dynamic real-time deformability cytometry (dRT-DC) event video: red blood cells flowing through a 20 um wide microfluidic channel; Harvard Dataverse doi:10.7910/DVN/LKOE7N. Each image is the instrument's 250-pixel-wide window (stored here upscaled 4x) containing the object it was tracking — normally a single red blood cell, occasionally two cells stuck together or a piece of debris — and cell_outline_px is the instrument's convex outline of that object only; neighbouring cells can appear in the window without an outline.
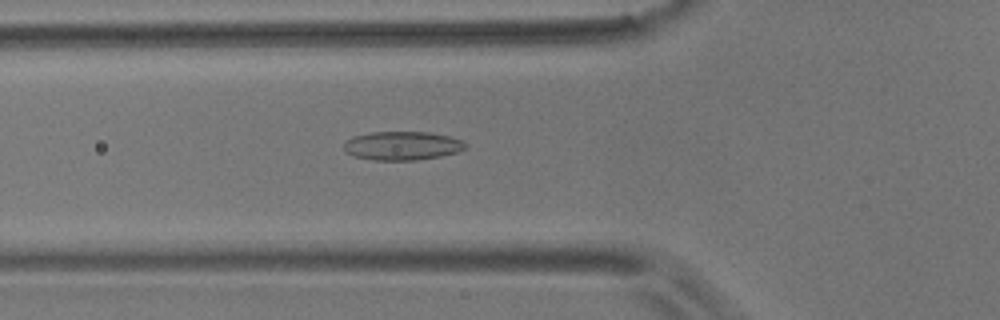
{"species": "common noctule bat (a hibernating species)", "species_latin": "Nyctalus noctula", "temperature_condition": "room temperature", "stored_images_in_passage": 28, "camera_frame_rate_fps": 3000, "um_per_image_px": 0.085, "animal": {"sex": "male", "body_mass_g": 17.9}, "frame": {"image": 1, "passage_image": 3, "time_ms": 0.667, "image_size_px": [1000, 320], "cell_outline_px": [[468, 144], [464, 148], [456, 152], [440, 156], [416, 160], [372, 160], [352, 156], [344, 148], [344, 144], [352, 136], [372, 132], [428, 132], [448, 136], [464, 140]], "centroid_in_image_um": [34.19, 12.38], "position_along_channel_um": 91.6, "area_um2": 20.29}}
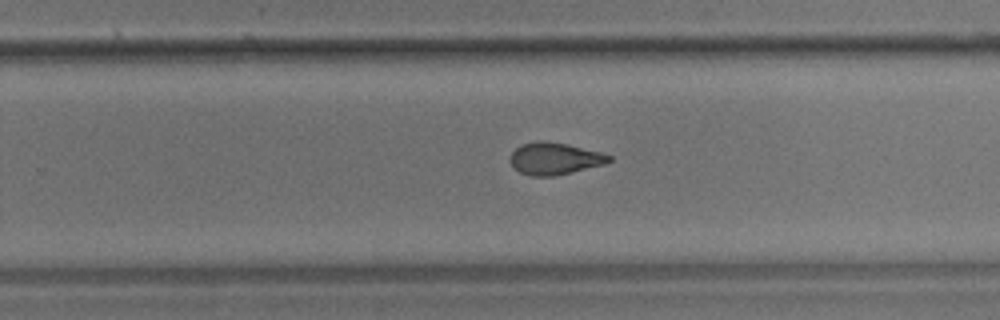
{"frame": {"image": 2, "passage_image": 19, "time_ms": 6.0, "image_size_px": [1000, 320], "cell_outline_px": [[612, 160], [604, 164], [556, 176], [528, 176], [512, 168], [508, 160], [508, 156], [520, 144], [540, 140], [544, 140], [568, 144], [600, 152], [612, 156]], "centroid_in_image_um": [47.08, 13.48], "position_along_channel_um": 282.7, "area_um2": 18.79}}
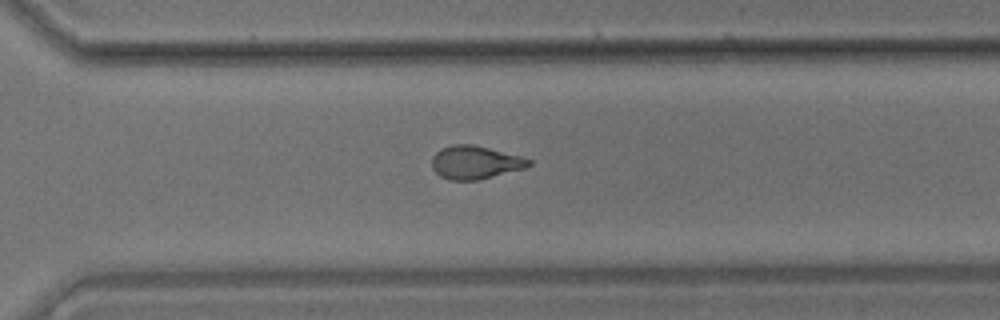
{"frame": {"image": 3, "passage_image": 23, "time_ms": 7.333, "image_size_px": [1000, 320], "cell_outline_px": [[532, 164], [524, 168], [476, 180], [448, 180], [440, 176], [432, 168], [432, 156], [436, 152], [452, 144], [472, 144], [520, 156], [532, 160]], "centroid_in_image_um": [40.36, 13.8], "position_along_channel_um": 330.2, "area_um2": 18.5}, "authors_computed_cell_mechanics": {"area_um2": 18.8139, "velocity_mm_per_s": 3.5765, "shape_relaxation_time_tau1_ms": 10.7979, "shape_relaxation_time_tau2_ms": 2.1425, "deformation_change_tau1": 0.221, "deformation_change_tau2": 0.0811}}